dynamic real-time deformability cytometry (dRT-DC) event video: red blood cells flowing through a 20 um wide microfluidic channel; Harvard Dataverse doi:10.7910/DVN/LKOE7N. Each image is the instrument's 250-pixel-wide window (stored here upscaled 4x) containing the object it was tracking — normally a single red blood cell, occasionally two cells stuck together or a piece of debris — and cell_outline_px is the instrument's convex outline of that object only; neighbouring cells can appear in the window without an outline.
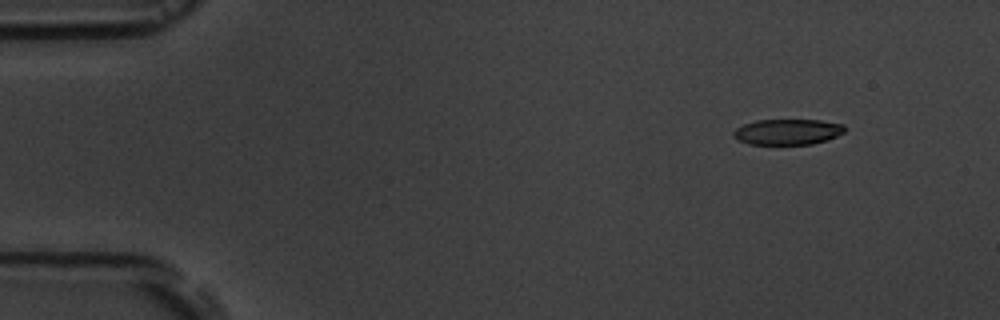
{"species": "common noctule bat (a hibernating species)", "species_latin": "Nyctalus noctula", "temperature_condition": "room temperature", "stored_images_in_passage": 5, "camera_frame_rate_fps": 3000, "um_per_image_px": 0.085, "animal": {"sex": "male", "body_mass_g": 19.5, "forearm_length_mm": 54.6}, "frame": {"image": 1, "passage_image": 2, "time_ms": 1.0, "image_size_px": [1000, 320], "cell_outline_px": [[844, 132], [828, 140], [812, 144], [748, 144], [732, 136], [732, 132], [736, 128], [744, 124], [756, 120], [820, 120], [844, 124]], "centroid_in_image_um": [66.94, 11.2], "position_along_channel_um": 18.1, "area_um2": 16.65}}
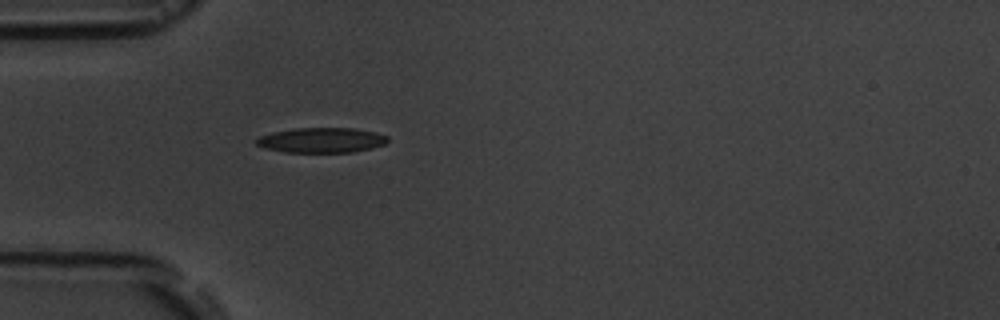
{"frame": {"image": 2, "passage_image": 5, "time_ms": 4.667, "image_size_px": [1000, 320], "cell_outline_px": [[388, 140], [384, 144], [372, 148], [352, 152], [284, 152], [264, 148], [256, 144], [256, 140], [260, 136], [272, 132], [296, 128], [356, 128], [376, 132], [388, 136]], "centroid_in_image_um": [27.34, 11.91], "position_along_channel_um": 57.7, "area_um2": 19.19}}